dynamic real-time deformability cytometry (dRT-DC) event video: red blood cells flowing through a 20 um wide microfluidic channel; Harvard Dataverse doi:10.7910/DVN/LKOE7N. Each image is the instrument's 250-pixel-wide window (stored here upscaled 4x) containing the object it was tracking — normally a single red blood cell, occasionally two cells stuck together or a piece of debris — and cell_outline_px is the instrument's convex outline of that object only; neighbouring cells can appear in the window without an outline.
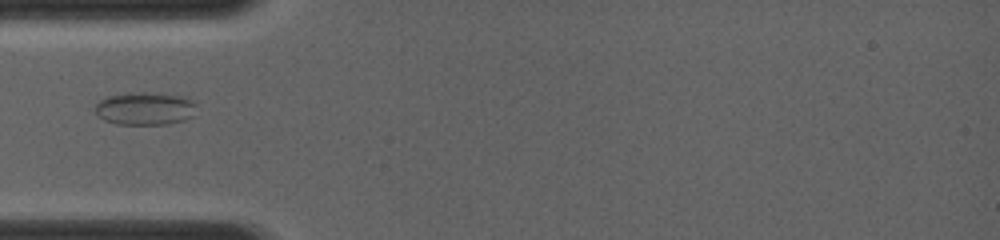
{"species": "common noctule bat (a hibernating species)", "species_latin": "Nyctalus noctula", "temperature_condition": "room temperature", "stored_images_in_passage": 6, "camera_frame_rate_fps": 4000, "um_per_image_px": 0.085, "animal": {"sex": "female", "body_mass_g": 19.0, "forearm_length_mm": 56.7}, "frame": {"image": 1, "passage_image": 1, "time_ms": 0.0, "image_size_px": [1000, 240], "cell_outline_px": [[196, 116], [184, 120], [168, 124], [116, 124], [104, 120], [96, 116], [96, 104], [100, 100], [108, 96], [128, 92], [144, 92], [184, 96], [192, 100], [196, 104]], "centroid_in_image_um": [12.35, 9.23], "position_along_channel_um": 72.6, "area_um2": 19.71}}